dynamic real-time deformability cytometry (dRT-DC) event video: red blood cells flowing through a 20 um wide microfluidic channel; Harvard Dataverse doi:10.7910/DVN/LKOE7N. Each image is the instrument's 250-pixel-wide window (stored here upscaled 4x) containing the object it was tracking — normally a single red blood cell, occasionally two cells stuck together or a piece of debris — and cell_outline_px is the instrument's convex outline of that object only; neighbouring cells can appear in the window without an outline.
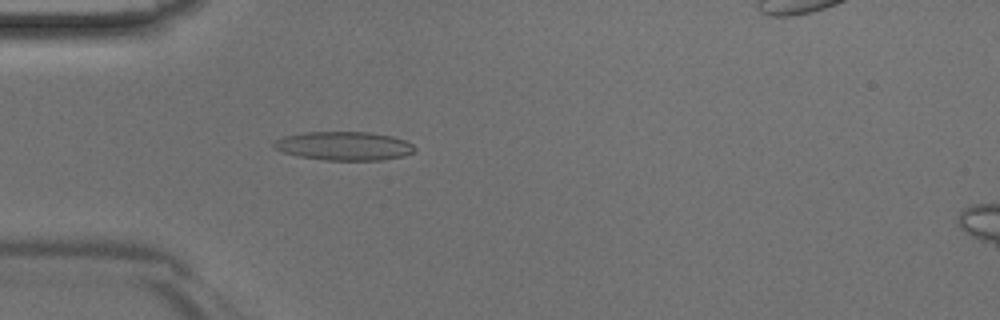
{"species": "Egyptian fruit bat (a non-hibernating species)", "species_latin": "Rousettus aegyptiacus", "temperature_condition": "room temperature", "stored_images_in_passage": 41, "camera_frame_rate_fps": 3000, "um_per_image_px": 0.085, "animal": {"sex": "male"}, "frame": {"image": 1, "passage_image": 8, "time_ms": 2.333, "image_size_px": [1000, 320], "cell_outline_px": [[416, 148], [412, 152], [404, 156], [380, 160], [324, 160], [296, 156], [284, 152], [276, 148], [272, 144], [276, 140], [284, 136], [304, 132], [372, 132], [392, 136], [404, 140], [412, 144]], "centroid_in_image_um": [29.24, 12.4], "position_along_channel_um": 55.8, "area_um2": 23.52}}
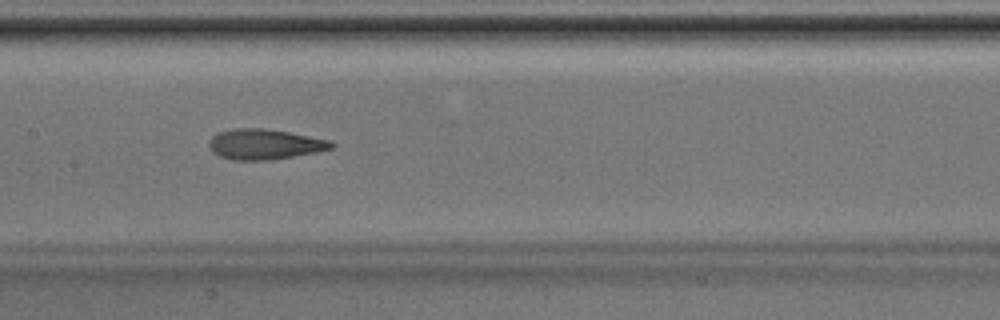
{"frame": {"image": 2, "passage_image": 17, "time_ms": 5.333, "image_size_px": [1000, 320], "cell_outline_px": [[336, 144], [332, 148], [316, 152], [268, 160], [232, 160], [220, 156], [212, 152], [208, 144], [208, 140], [216, 132], [232, 128], [264, 128], [288, 132], [332, 140]], "centroid_in_image_um": [22.46, 12.25], "position_along_channel_um": 184.9, "area_um2": 21.79}}
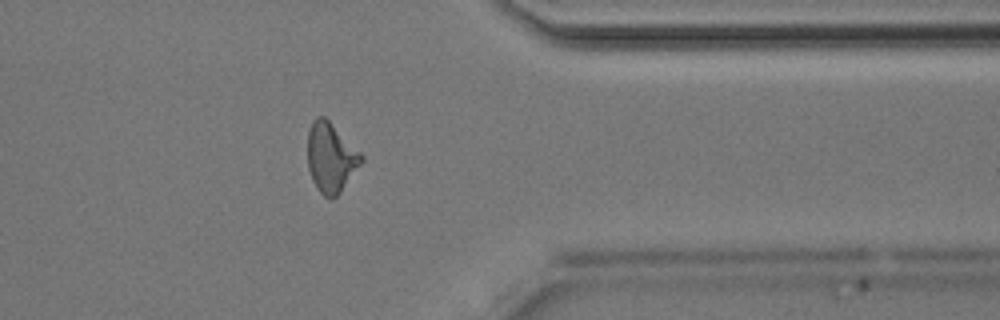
{"frame": {"image": 3, "passage_image": 31, "time_ms": 10.0, "image_size_px": [1000, 320], "cell_outline_px": [[364, 160], [340, 192], [332, 200], [324, 196], [316, 188], [312, 180], [308, 168], [308, 132], [312, 120], [316, 116], [324, 116], [364, 156]], "centroid_in_image_um": [28.11, 13.4], "position_along_channel_um": 383.3, "area_um2": 21.68}}